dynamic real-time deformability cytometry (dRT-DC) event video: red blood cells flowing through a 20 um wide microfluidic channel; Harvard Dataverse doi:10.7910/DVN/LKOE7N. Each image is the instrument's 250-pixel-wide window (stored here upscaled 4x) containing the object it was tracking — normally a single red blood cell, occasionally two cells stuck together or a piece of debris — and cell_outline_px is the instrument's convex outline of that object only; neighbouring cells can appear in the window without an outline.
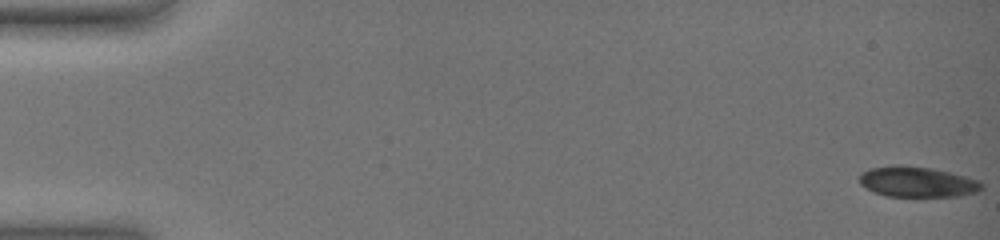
{"species": "common noctule bat (a hibernating species)", "species_latin": "Nyctalus noctula", "temperature_condition": "warm", "stored_images_in_passage": 55, "camera_frame_rate_fps": 3000, "um_per_image_px": 0.085, "animal": {"sex": "female", "body_mass_g": 19.0, "forearm_length_mm": 51.5}, "frame": {"image": 1, "passage_image": 1, "time_ms": 0.0, "image_size_px": [1000, 240], "cell_outline_px": [[984, 188], [976, 192], [960, 196], [888, 196], [876, 192], [860, 184], [860, 172], [868, 168], [896, 164], [900, 164], [932, 168], [980, 180], [984, 184]], "centroid_in_image_um": [77.98, 15.44], "position_along_channel_um": 7.0, "area_um2": 21.79}}
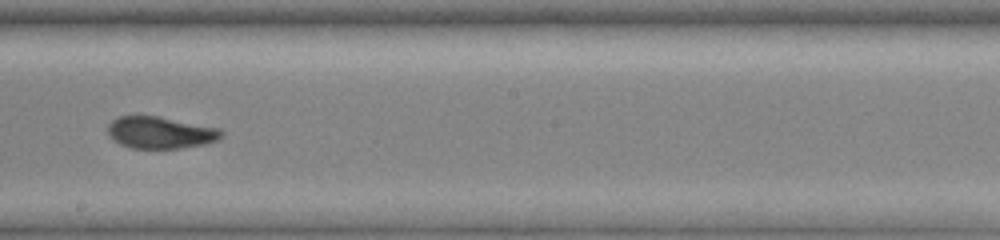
{"frame": {"image": 2, "passage_image": 34, "time_ms": 11.0, "image_size_px": [1000, 240], "cell_outline_px": [[224, 136], [220, 140], [204, 144], [180, 148], [132, 148], [120, 144], [112, 140], [108, 136], [108, 124], [112, 120], [120, 116], [156, 116], [220, 128], [224, 132]], "centroid_in_image_um": [13.65, 11.27], "position_along_channel_um": 234.6, "area_um2": 21.21}}
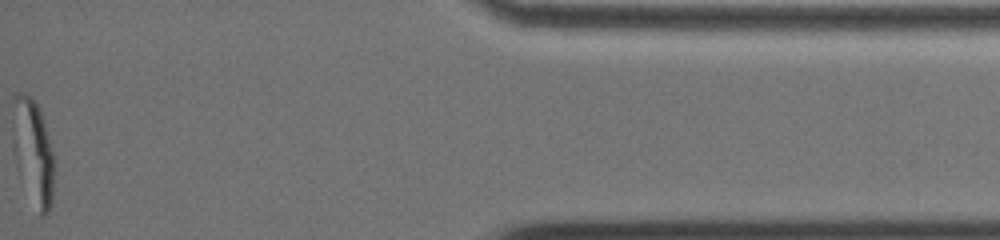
{"frame": {"image": 3, "passage_image": 55, "time_ms": 18.0, "image_size_px": [1000, 240], "cell_outline_px": [[56, 160], [52, 204], [48, 212], [44, 216], [40, 216], [16, 168], [12, 152], [12, 96], [20, 92], [24, 92], [36, 104], [40, 112]], "centroid_in_image_um": [2.8, 12.93], "position_along_channel_um": 432.4, "area_um2": 26.18}, "authors_computed_cell_mechanics": {"area_um2": 22.1374, "velocity_mm_per_s": 3.6427, "shape_relaxation_time_tau1_ms": null, "shape_relaxation_time_tau2_ms": 1.789, "deformation_change_tau1": null, "deformation_change_tau2": 0.0486}}